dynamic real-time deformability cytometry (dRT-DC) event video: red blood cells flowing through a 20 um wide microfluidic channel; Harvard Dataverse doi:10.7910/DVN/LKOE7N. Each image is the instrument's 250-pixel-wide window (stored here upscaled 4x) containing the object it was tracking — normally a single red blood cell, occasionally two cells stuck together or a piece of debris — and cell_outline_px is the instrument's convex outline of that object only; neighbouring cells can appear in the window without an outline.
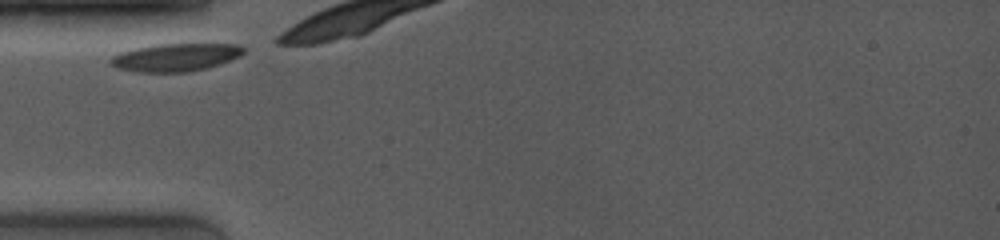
{"species": "common noctule bat (a hibernating species)", "species_latin": "Nyctalus noctula", "temperature_condition": "room temperature", "stored_images_in_passage": 7, "camera_frame_rate_fps": 4000, "um_per_image_px": 0.085, "animal": {"sex": "female", "body_mass_g": 19.0, "forearm_length_mm": 53.3}, "frame": {"image": 1, "passage_image": 1, "time_ms": 0.0, "image_size_px": [1000, 240], "cell_outline_px": [[244, 52], [240, 56], [220, 64], [188, 72], [136, 72], [116, 68], [108, 60], [112, 56], [120, 52], [136, 48], [156, 44], [240, 44], [244, 48]], "centroid_in_image_um": [14.9, 4.87], "position_along_channel_um": 70.1, "area_um2": 21.56}}